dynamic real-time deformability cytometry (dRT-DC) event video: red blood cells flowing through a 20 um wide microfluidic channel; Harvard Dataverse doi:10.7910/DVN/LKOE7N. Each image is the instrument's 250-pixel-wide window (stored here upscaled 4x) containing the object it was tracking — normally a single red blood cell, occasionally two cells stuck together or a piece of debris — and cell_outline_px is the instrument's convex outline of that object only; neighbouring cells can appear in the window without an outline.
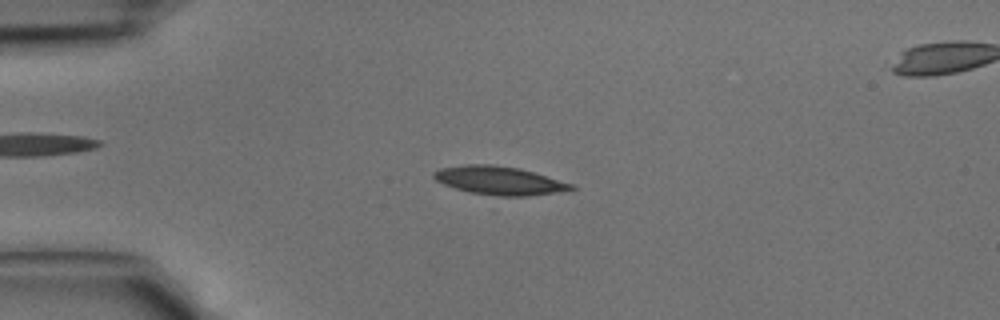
{"species": "common noctule bat (a hibernating species)", "species_latin": "Nyctalus noctula", "temperature_condition": "cold", "stored_images_in_passage": 39, "segment_of_instrument_passage": [1, 2], "camera_frame_rate_fps": 3000, "um_per_image_px": 0.085, "animal": {"sex": "male", "body_mass_g": 15.6}, "frame": {"image": 1, "passage_image": 6, "time_ms": 1.667, "image_size_px": [1000, 320], "cell_outline_px": [[576, 188], [528, 196], [500, 196], [468, 192], [444, 184], [436, 180], [432, 176], [432, 172], [440, 168], [464, 164], [492, 164], [520, 168], [572, 184]], "centroid_in_image_um": [42.36, 15.33], "position_along_channel_um": 42.6, "area_um2": 22.48}}
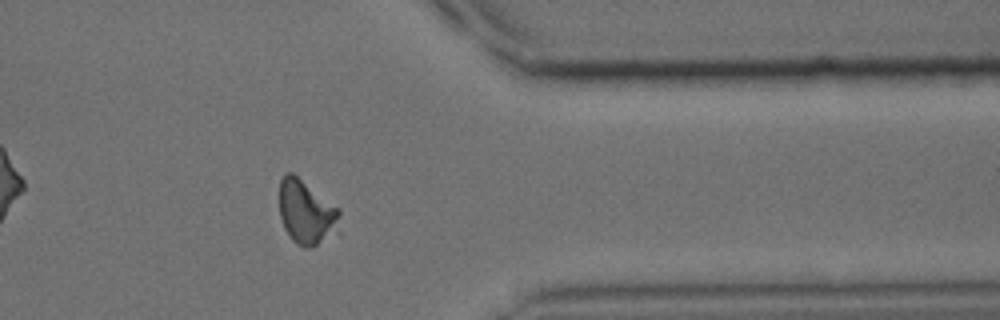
{"frame": {"image": 2, "passage_image": 30, "time_ms": 9.667, "image_size_px": [1000, 320], "cell_outline_px": [[340, 216], [332, 228], [312, 248], [304, 248], [296, 244], [292, 240], [284, 228], [280, 216], [280, 180], [284, 172], [292, 172], [340, 208]], "centroid_in_image_um": [25.95, 17.97], "position_along_channel_um": 385.4, "area_um2": 21.79}}
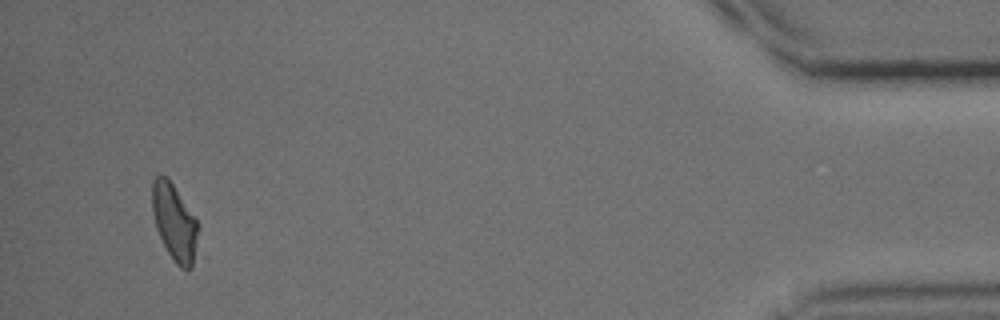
{"frame": {"image": 3, "passage_image": 36, "time_ms": 11.667, "image_size_px": [1000, 320], "cell_outline_px": [[200, 224], [192, 268], [180, 268], [172, 260], [156, 228], [152, 212], [152, 180], [156, 176], [164, 176], [172, 184], [196, 216]], "centroid_in_image_um": [14.85, 18.9], "position_along_channel_um": 420.4, "area_um2": 20.52}}